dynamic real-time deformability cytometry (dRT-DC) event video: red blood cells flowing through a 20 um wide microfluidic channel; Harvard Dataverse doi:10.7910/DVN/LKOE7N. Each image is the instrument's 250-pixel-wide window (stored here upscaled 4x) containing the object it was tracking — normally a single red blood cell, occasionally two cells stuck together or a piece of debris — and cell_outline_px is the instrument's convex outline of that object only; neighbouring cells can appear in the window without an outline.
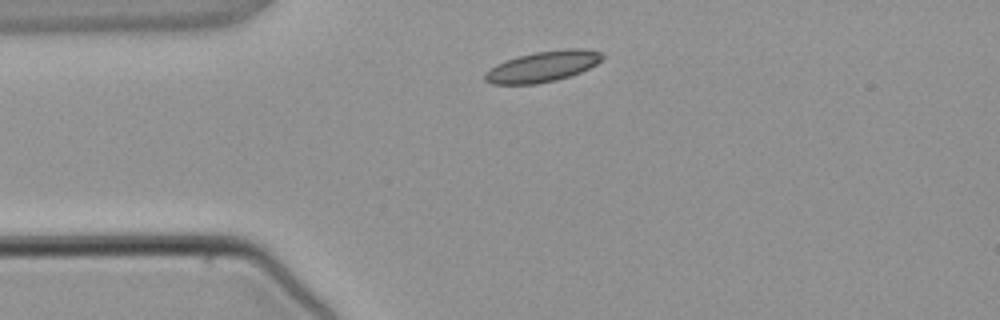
{"species": "common noctule bat (a hibernating species)", "species_latin": "Nyctalus noctula", "temperature_condition": "warm", "stored_images_in_passage": 2, "camera_frame_rate_fps": 3000, "um_per_image_px": 0.085, "animal": {"sex": "male", "body_mass_g": 21.5, "forearm_length_mm": 52.0}, "frame": {"image": 1, "passage_image": 1, "time_ms": 0.0, "image_size_px": [1000, 320], "cell_outline_px": [[604, 56], [596, 64], [580, 72], [556, 80], [536, 84], [492, 84], [484, 80], [484, 72], [488, 68], [504, 60], [516, 56], [536, 52], [564, 48], [588, 48], [600, 52]], "centroid_in_image_um": [46.09, 5.64], "position_along_channel_um": 38.9, "area_um2": 21.21}}